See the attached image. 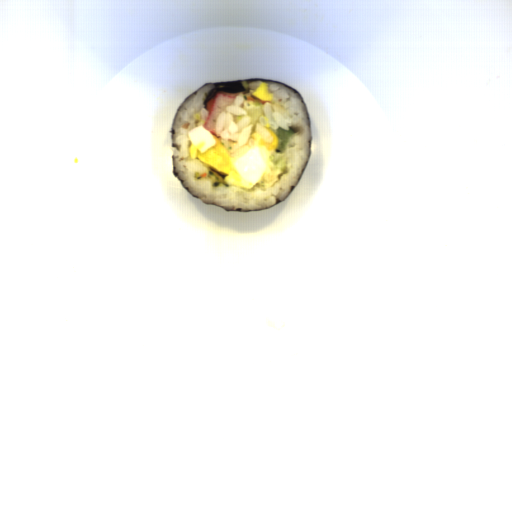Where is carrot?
Masks as SVG:
<instances>
[{
  "mask_svg": "<svg viewBox=\"0 0 512 512\" xmlns=\"http://www.w3.org/2000/svg\"><path fill=\"white\" fill-rule=\"evenodd\" d=\"M247 100L253 101L254 97L248 96Z\"/></svg>",
  "mask_w": 512,
  "mask_h": 512,
  "instance_id": "carrot-2",
  "label": "carrot"
},
{
  "mask_svg": "<svg viewBox=\"0 0 512 512\" xmlns=\"http://www.w3.org/2000/svg\"><path fill=\"white\" fill-rule=\"evenodd\" d=\"M216 94H217V93H216ZM216 94H215V95H213V96H212V97H211V98H210V99L205 103V108H206V110H207V111H209V112H210V110H211L212 103H213V100H214V98H215Z\"/></svg>",
  "mask_w": 512,
  "mask_h": 512,
  "instance_id": "carrot-1",
  "label": "carrot"
}]
</instances>
